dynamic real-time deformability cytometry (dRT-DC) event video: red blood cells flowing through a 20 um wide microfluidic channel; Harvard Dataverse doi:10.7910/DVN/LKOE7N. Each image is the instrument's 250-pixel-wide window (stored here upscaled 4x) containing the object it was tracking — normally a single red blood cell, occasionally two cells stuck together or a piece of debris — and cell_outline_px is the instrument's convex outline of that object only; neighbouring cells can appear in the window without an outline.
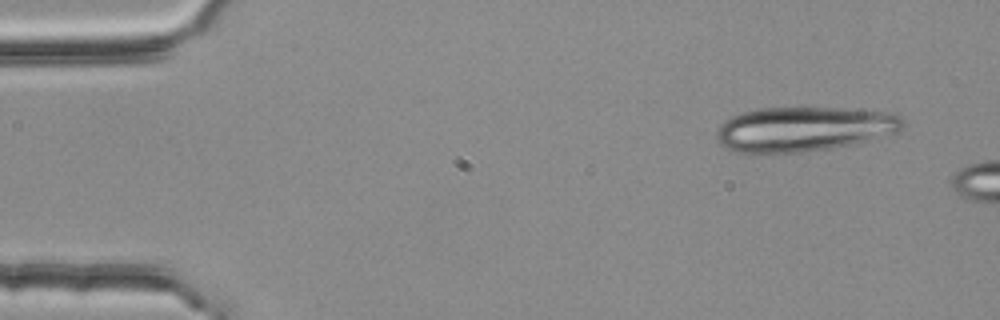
{"species": "common noctule bat (a hibernating species)", "species_latin": "Nyctalus noctula", "temperature_condition": "room temperature", "stored_images_in_passage": 3, "camera_frame_rate_fps": 3000, "um_per_image_px": 0.085, "animal": {"sex": "female", "body_mass_g": 25.1}, "frame": {"image": 1, "passage_image": 1, "time_ms": 0.0, "image_size_px": [1000, 320], "cell_outline_px": [[904, 120], [900, 128], [892, 132], [868, 140], [852, 144], [804, 152], [748, 156], [724, 148], [720, 144], [716, 136], [716, 132], [720, 124], [724, 120], [732, 116], [756, 108], [836, 108], [896, 112]], "centroid_in_image_um": [68.2, 10.99], "position_along_channel_um": 16.8, "area_um2": 49.07}}